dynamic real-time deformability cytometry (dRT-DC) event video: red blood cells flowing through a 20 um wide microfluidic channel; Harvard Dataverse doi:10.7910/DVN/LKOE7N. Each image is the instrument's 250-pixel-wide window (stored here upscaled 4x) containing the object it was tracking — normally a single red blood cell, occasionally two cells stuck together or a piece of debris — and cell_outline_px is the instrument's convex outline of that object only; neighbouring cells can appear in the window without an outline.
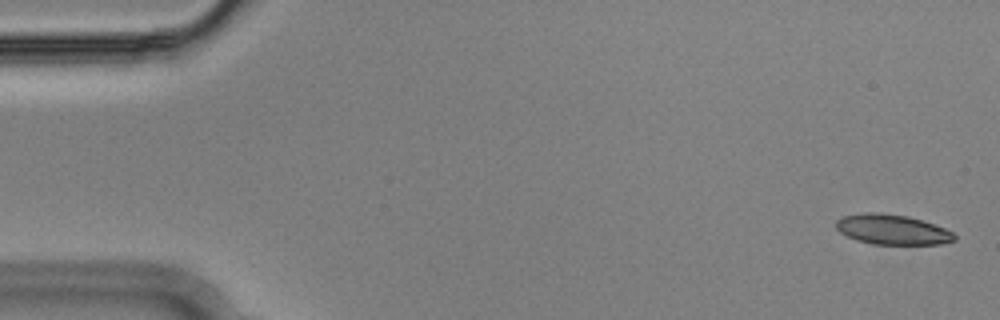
{"species": "Egyptian fruit bat (a non-hibernating species)", "species_latin": "Rousettus aegyptiacus", "temperature_condition": "cold", "stored_images_in_passage": 55, "camera_frame_rate_fps": 3000, "um_per_image_px": 0.085, "animal": {"sex": "male"}, "frame": {"image": 1, "passage_image": 2, "time_ms": 0.333, "image_size_px": [1000, 320], "cell_outline_px": [[956, 240], [940, 244], [872, 244], [856, 240], [840, 232], [836, 228], [836, 220], [844, 216], [864, 212], [880, 212], [908, 216], [924, 220], [944, 228], [952, 232], [956, 236]], "centroid_in_image_um": [75.84, 19.5], "position_along_channel_um": 9.2, "area_um2": 20.81}}
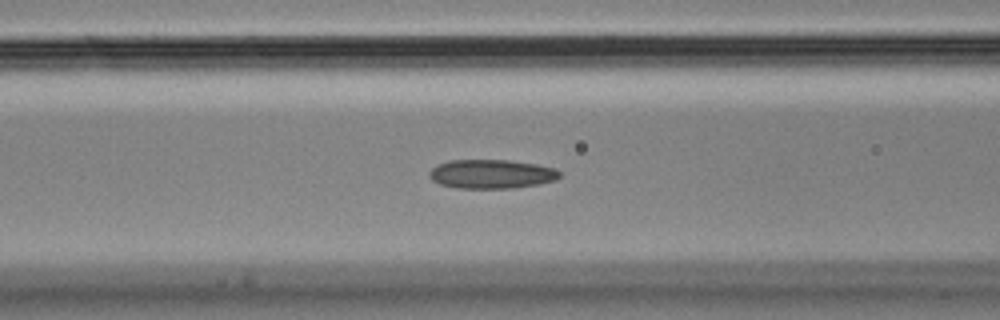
{"frame": {"image": 2, "passage_image": 22, "time_ms": 7.0, "image_size_px": [1000, 320], "cell_outline_px": [[560, 176], [556, 180], [536, 184], [512, 188], [456, 188], [440, 184], [432, 180], [428, 176], [428, 172], [436, 164], [452, 160], [508, 160], [536, 164], [552, 168], [560, 172]], "centroid_in_image_um": [41.72, 14.79], "position_along_channel_um": 124.9, "area_um2": 21.96}}
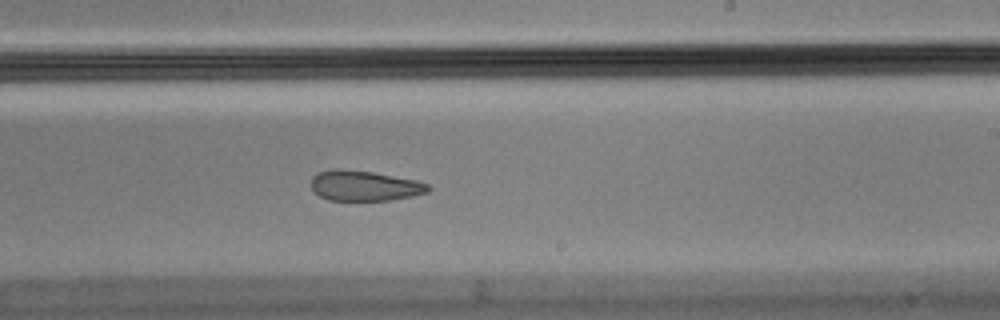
{"frame": {"image": 3, "passage_image": 33, "time_ms": 10.667, "image_size_px": [1000, 320], "cell_outline_px": [[432, 188], [428, 192], [412, 196], [392, 200], [328, 200], [320, 196], [312, 188], [312, 176], [320, 172], [336, 168], [340, 168], [372, 172], [416, 180], [428, 184]], "centroid_in_image_um": [31.0, 15.79], "position_along_channel_um": 258.0, "area_um2": 20.58}, "authors_computed_cell_mechanics": {"area_um2": 21.8484, "velocity_mm_per_s": 3.6356, "shape_relaxation_time_tau1_ms": null, "shape_relaxation_time_tau2_ms": 2.8783, "deformation_change_tau1": null, "deformation_change_tau2": 0.0788}}